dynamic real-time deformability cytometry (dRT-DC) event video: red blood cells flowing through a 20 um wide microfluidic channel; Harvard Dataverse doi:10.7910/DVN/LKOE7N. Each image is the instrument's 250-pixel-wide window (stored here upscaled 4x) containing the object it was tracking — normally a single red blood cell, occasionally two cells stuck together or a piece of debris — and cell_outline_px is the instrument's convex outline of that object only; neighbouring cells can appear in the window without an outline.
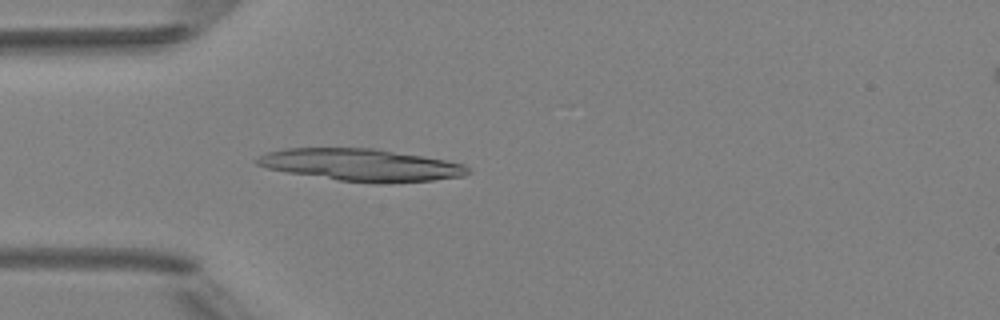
{"species": "Egyptian fruit bat (a non-hibernating species)", "species_latin": "Rousettus aegyptiacus", "temperature_condition": "room temperature", "stored_images_in_passage": 44, "camera_frame_rate_fps": 3000, "um_per_image_px": 0.085, "animal": {"sex": "female"}, "frame": {"image": 1, "passage_image": 10, "time_ms": 3.0, "image_size_px": [1000, 320], "cell_outline_px": [[472, 172], [464, 176], [432, 180], [376, 184], [340, 180], [288, 172], [268, 168], [256, 164], [252, 160], [256, 156], [268, 152], [284, 148], [376, 148], [424, 156], [464, 164]], "centroid_in_image_um": [30.68, 14.01], "position_along_channel_um": 54.3, "area_um2": 39.65}}
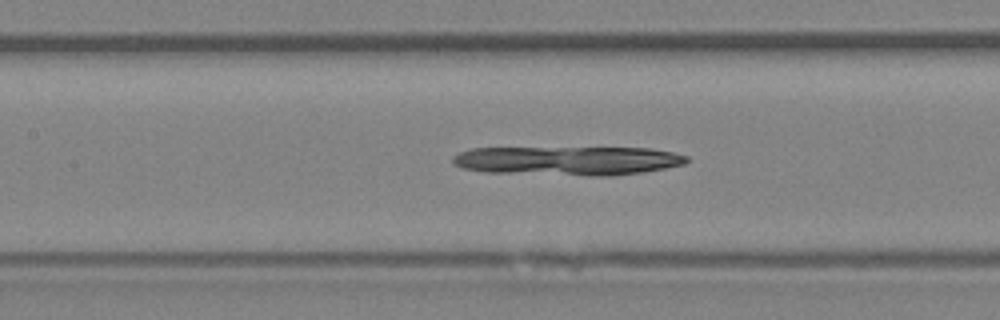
{"frame": {"image": 2, "passage_image": 18, "time_ms": 5.667, "image_size_px": [1000, 320], "cell_outline_px": [[688, 160], [684, 164], [644, 172], [612, 176], [588, 176], [484, 172], [460, 168], [452, 164], [452, 156], [460, 152], [472, 148], [648, 148], [672, 152], [688, 156]], "centroid_in_image_um": [48.22, 13.67], "position_along_channel_um": 159.2, "area_um2": 39.88}}
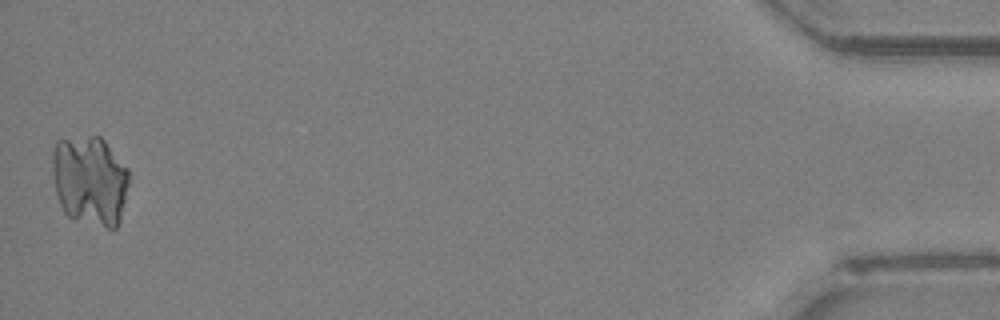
{"frame": {"image": 3, "passage_image": 44, "time_ms": 14.333, "image_size_px": [1000, 320], "cell_outline_px": [[128, 184], [120, 220], [116, 228], [108, 228], [72, 220], [64, 212], [60, 204], [56, 192], [52, 168], [52, 152], [56, 140], [92, 136], [100, 136], [104, 140], [128, 168]], "centroid_in_image_um": [7.63, 15.36], "position_along_channel_um": 427.6, "area_um2": 40.34}}